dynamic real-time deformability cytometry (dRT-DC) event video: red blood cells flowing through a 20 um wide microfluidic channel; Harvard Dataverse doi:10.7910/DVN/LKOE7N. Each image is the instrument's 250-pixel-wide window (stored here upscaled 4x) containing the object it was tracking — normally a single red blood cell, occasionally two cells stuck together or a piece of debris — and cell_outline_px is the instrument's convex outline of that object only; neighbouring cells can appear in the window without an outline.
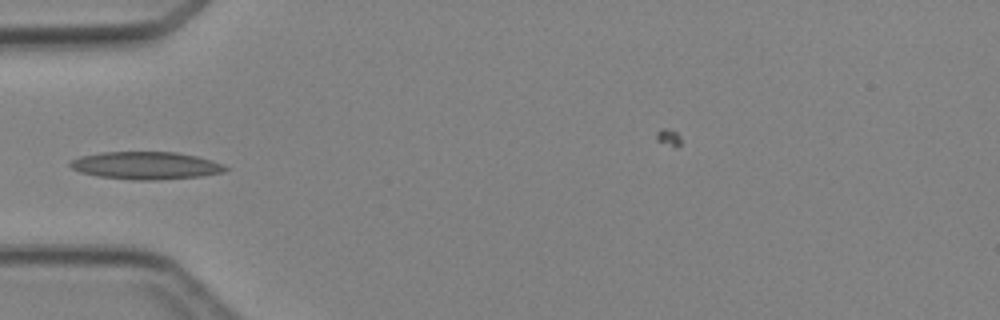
{"species": "Egyptian fruit bat (a non-hibernating species)", "species_latin": "Rousettus aegyptiacus", "temperature_condition": "cold", "stored_images_in_passage": 3, "camera_frame_rate_fps": 3000, "um_per_image_px": 0.085, "animal": {"sex": "female"}, "frame": {"image": 1, "passage_image": 3, "time_ms": 3.333, "image_size_px": [1000, 320], "cell_outline_px": [[232, 168], [224, 172], [200, 176], [156, 180], [132, 180], [100, 176], [80, 172], [72, 168], [68, 164], [72, 160], [80, 156], [100, 152], [176, 152], [196, 156], [212, 160], [224, 164]], "centroid_in_image_um": [12.44, 14.07], "position_along_channel_um": 72.6, "area_um2": 25.03}}